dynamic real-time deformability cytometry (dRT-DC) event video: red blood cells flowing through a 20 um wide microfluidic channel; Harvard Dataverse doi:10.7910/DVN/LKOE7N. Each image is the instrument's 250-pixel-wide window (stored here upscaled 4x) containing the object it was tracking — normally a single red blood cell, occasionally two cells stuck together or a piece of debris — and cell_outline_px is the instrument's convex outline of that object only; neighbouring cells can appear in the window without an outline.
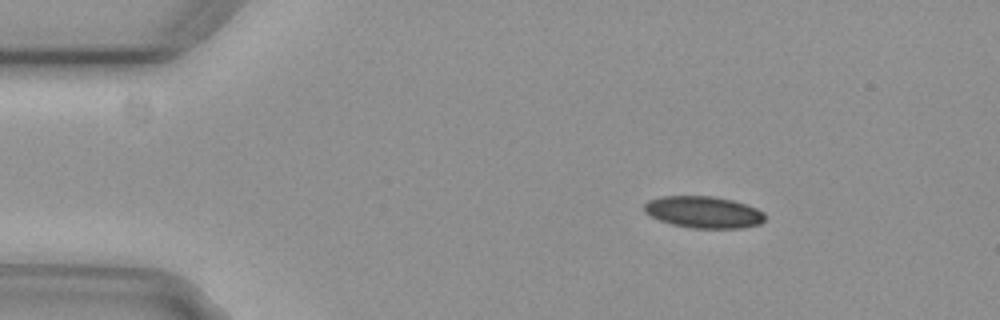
{"species": "common noctule bat (a hibernating species)", "species_latin": "Nyctalus noctula", "temperature_condition": "cold", "stored_images_in_passage": 2, "segment_of_instrument_passage": [2, 2], "camera_frame_rate_fps": 3000, "um_per_image_px": 0.085, "animal": {"sex": "female", "body_mass_g": 29.2, "forearm_length_mm": 56.3}, "frame": {"image": 1, "passage_image": 2, "time_ms": 0.333, "image_size_px": [1000, 320], "cell_outline_px": [[764, 220], [760, 224], [740, 228], [692, 228], [672, 224], [660, 220], [644, 212], [644, 204], [648, 200], [660, 196], [716, 196], [732, 200], [756, 208], [764, 212]], "centroid_in_image_um": [59.79, 18.02], "position_along_channel_um": 25.2, "area_um2": 22.31}}